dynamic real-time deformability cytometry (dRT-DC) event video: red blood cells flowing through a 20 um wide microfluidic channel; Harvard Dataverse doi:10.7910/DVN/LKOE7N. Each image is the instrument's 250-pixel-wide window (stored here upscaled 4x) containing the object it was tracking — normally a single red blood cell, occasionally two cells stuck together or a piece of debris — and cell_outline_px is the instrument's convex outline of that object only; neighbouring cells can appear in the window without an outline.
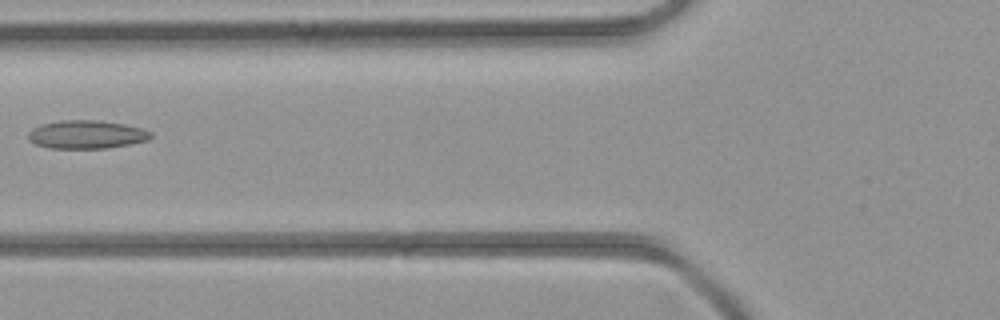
{"species": "common noctule bat (a hibernating species)", "species_latin": "Nyctalus noctula", "temperature_condition": "room temperature", "stored_images_in_passage": 2, "camera_frame_rate_fps": 3000, "um_per_image_px": 0.085, "animal": {"sex": "female", "body_mass_g": 21.9}, "frame": {"image": 1, "passage_image": 2, "time_ms": 1.0, "image_size_px": [1000, 320], "cell_outline_px": [[152, 136], [148, 140], [128, 144], [104, 148], [48, 148], [36, 144], [28, 140], [28, 132], [32, 128], [40, 124], [60, 120], [96, 120], [124, 124], [140, 128], [152, 132]], "centroid_in_image_um": [7.31, 11.42], "position_along_channel_um": 118.5, "area_um2": 20.17}}